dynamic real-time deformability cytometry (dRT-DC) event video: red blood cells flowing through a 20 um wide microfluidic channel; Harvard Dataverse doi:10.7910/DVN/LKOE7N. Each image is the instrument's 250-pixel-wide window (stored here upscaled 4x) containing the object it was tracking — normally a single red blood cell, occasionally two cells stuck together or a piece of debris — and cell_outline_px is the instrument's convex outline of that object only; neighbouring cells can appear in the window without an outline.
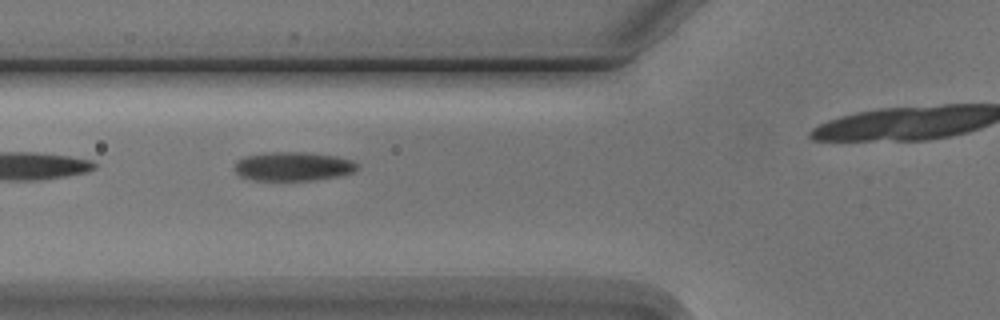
{"species": "Egyptian fruit bat (a non-hibernating species)", "species_latin": "Rousettus aegyptiacus", "temperature_condition": "cold", "stored_images_in_passage": 4, "camera_frame_rate_fps": 3000, "um_per_image_px": 0.085, "animal": {"sex": "male"}, "frame": {"image": 1, "passage_image": 3, "time_ms": 2.333, "image_size_px": [1000, 320], "cell_outline_px": [[360, 168], [352, 172], [336, 176], [312, 180], [252, 180], [240, 176], [236, 172], [236, 160], [244, 156], [272, 152], [304, 152], [336, 156], [352, 160], [360, 164]], "centroid_in_image_um": [24.93, 14.14], "position_along_channel_um": 100.9, "area_um2": 20.63}}